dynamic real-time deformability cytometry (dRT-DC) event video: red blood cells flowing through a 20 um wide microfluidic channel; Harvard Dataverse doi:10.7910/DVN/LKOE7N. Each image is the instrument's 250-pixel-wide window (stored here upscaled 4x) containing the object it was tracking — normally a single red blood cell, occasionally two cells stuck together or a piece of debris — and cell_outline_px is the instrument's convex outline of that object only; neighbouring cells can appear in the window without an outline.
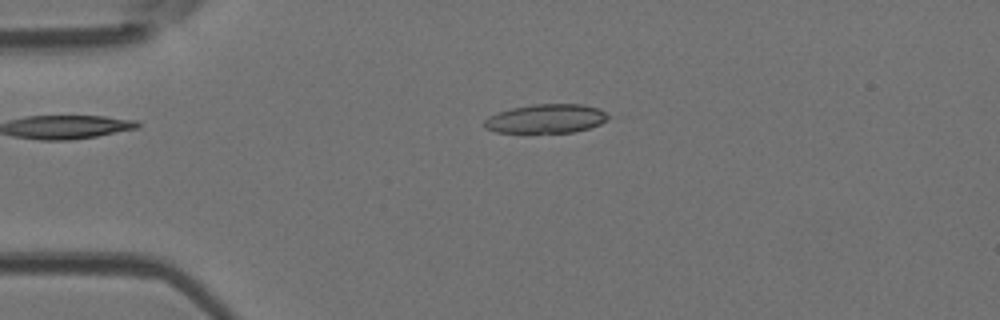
{"species": "Egyptian fruit bat (a non-hibernating species)", "species_latin": "Rousettus aegyptiacus", "temperature_condition": "room temperature", "stored_images_in_passage": 5, "camera_frame_rate_fps": 3000, "um_per_image_px": 0.085, "animal": {"sex": "female"}, "frame": {"image": 1, "passage_image": 4, "time_ms": 1.0, "image_size_px": [1000, 320], "cell_outline_px": [[608, 120], [600, 124], [576, 132], [496, 132], [484, 128], [484, 120], [488, 116], [512, 108], [532, 104], [584, 104], [600, 108], [608, 116]], "centroid_in_image_um": [46.43, 10.08], "position_along_channel_um": 38.6, "area_um2": 20.87}}